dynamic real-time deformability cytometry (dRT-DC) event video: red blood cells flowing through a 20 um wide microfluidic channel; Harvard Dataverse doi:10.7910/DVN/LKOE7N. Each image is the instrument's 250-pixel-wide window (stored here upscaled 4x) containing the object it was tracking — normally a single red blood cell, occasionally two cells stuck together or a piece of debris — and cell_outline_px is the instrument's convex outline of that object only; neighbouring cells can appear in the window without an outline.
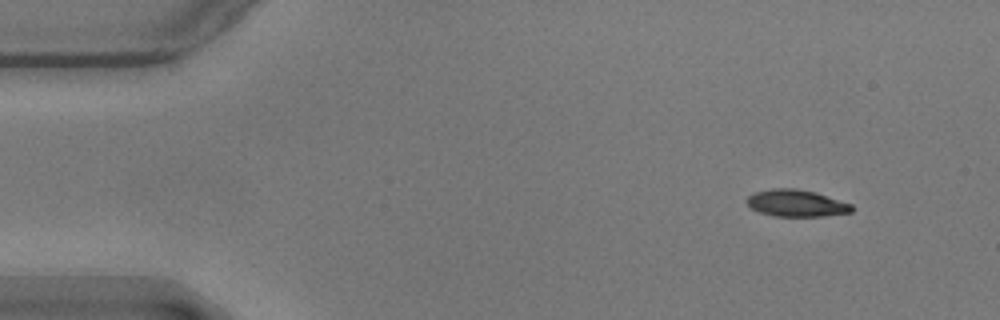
{"species": "common noctule bat (a hibernating species)", "species_latin": "Nyctalus noctula", "temperature_condition": "warm", "stored_images_in_passage": 52, "camera_frame_rate_fps": 3000, "um_per_image_px": 0.085, "animal": {"sex": "male", "body_mass_g": 17.9}, "frame": {"image": 1, "passage_image": 1, "time_ms": 0.0, "image_size_px": [1000, 320], "cell_outline_px": [[852, 212], [824, 216], [776, 216], [760, 212], [752, 208], [744, 200], [752, 192], [772, 188], [796, 188], [816, 192], [852, 204]], "centroid_in_image_um": [67.66, 17.25], "position_along_channel_um": 17.3, "area_um2": 16.53}}
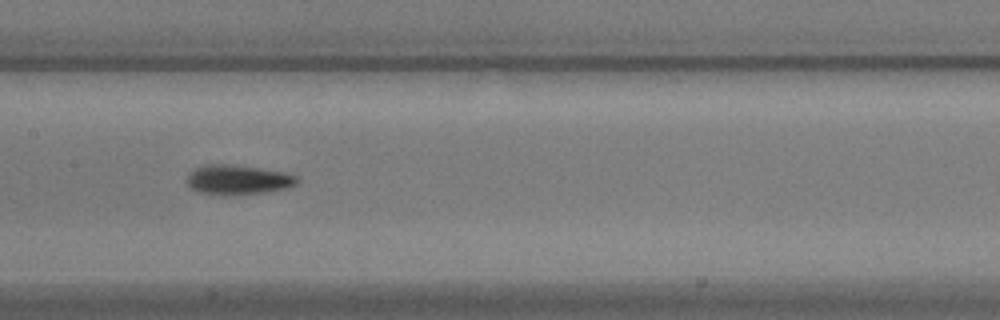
{"frame": {"image": 2, "passage_image": 23, "time_ms": 7.333, "image_size_px": [1000, 320], "cell_outline_px": [[300, 180], [296, 184], [288, 188], [268, 192], [196, 192], [184, 180], [188, 172], [204, 164], [232, 164], [288, 172], [300, 176]], "centroid_in_image_um": [20.28, 15.22], "position_along_channel_um": 187.1, "area_um2": 18.73}}
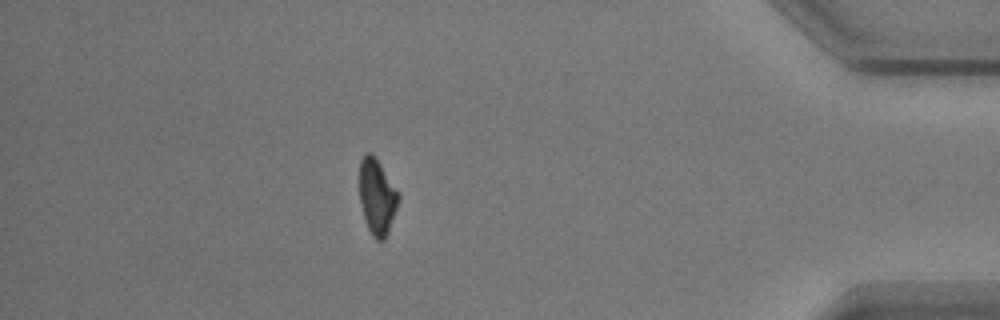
{"frame": {"image": 3, "passage_image": 45, "time_ms": 14.667, "image_size_px": [1000, 320], "cell_outline_px": [[400, 196], [388, 232], [384, 240], [376, 240], [372, 236], [368, 228], [360, 204], [360, 160], [364, 152], [372, 152], [376, 156]], "centroid_in_image_um": [32.03, 16.68], "position_along_channel_um": 403.2, "area_um2": 17.05}, "authors_computed_cell_mechanics": {"area_um2": 17.4845, "velocity_mm_per_s": 3.5725, "shape_relaxation_time_tau1_ms": 3.1542, "shape_relaxation_time_tau2_ms": null, "deformation_change_tau1": 0.155, "deformation_change_tau2": null}}